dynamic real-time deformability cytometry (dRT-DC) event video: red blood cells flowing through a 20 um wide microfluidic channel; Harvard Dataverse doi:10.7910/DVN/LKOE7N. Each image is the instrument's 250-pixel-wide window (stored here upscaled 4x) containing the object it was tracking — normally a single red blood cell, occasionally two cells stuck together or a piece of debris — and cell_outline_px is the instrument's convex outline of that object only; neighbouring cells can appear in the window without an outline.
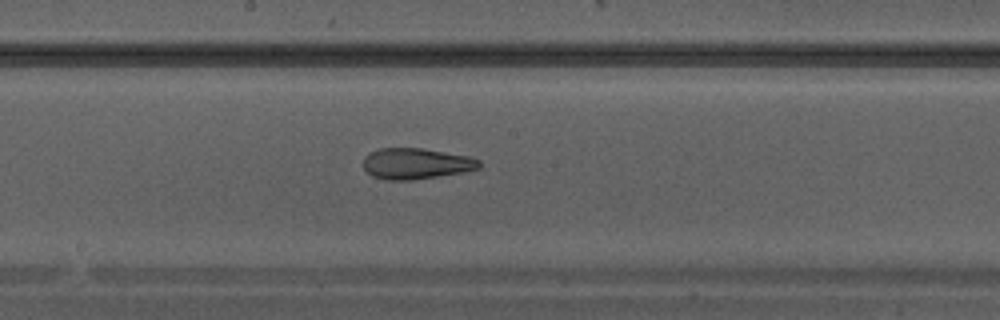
{"species": "Egyptian fruit bat (a non-hibernating species)", "species_latin": "Rousettus aegyptiacus", "temperature_condition": "warm", "stored_images_in_passage": 24, "camera_frame_rate_fps": 3000, "um_per_image_px": 0.085, "animal": {"sex": "male"}, "frame": {"image": 1, "passage_image": 8, "time_ms": 2.333, "image_size_px": [1000, 320], "cell_outline_px": [[480, 168], [464, 172], [412, 180], [384, 180], [372, 176], [364, 168], [364, 156], [380, 148], [424, 148], [468, 156], [480, 160]], "centroid_in_image_um": [35.37, 13.91], "position_along_channel_um": 212.8, "area_um2": 20.92}}
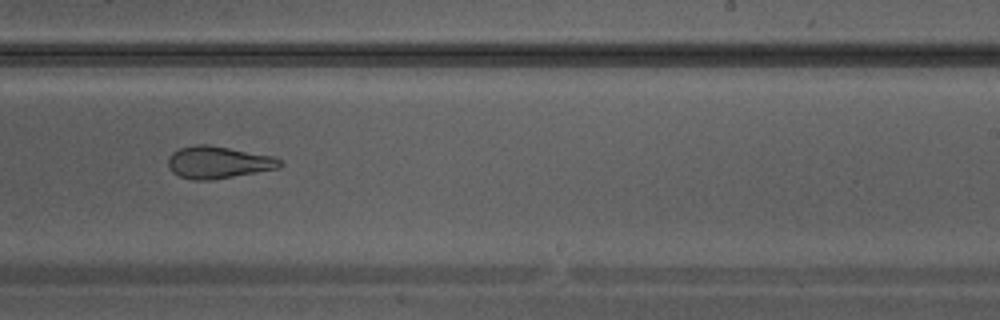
{"frame": {"image": 2, "passage_image": 11, "time_ms": 3.333, "image_size_px": [1000, 320], "cell_outline_px": [[284, 164], [280, 168], [212, 180], [192, 180], [180, 176], [172, 172], [168, 168], [168, 156], [172, 152], [180, 148], [192, 144], [208, 144], [272, 156], [280, 160]], "centroid_in_image_um": [18.52, 13.8], "position_along_channel_um": 270.5, "area_um2": 21.1}}